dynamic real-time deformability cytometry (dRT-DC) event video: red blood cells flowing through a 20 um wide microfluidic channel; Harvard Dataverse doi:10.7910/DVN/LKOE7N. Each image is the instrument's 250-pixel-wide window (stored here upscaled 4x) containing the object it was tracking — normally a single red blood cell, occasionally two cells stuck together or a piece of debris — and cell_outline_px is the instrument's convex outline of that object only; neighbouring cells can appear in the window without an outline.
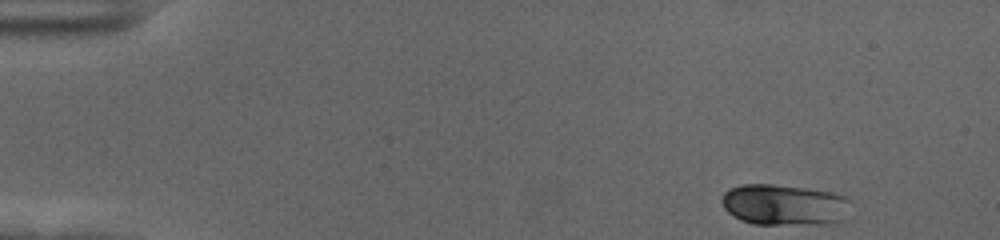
{"species": "human", "species_latin": "Homo sapiens", "temperature_condition": "cold", "stored_images_in_passage": 51, "camera_frame_rate_fps": 3000, "um_per_image_px": 0.085, "donor": {"sex": "female"}, "frame": {"image": 1, "passage_image": 1, "time_ms": 0.0, "image_size_px": [1000, 240], "cell_outline_px": [[848, 200], [840, 220], [836, 224], [752, 224], [740, 220], [732, 216], [724, 208], [720, 200], [724, 192], [728, 188], [744, 184], [772, 184], [804, 188], [832, 192], [844, 196]], "centroid_in_image_um": [66.56, 17.41], "position_along_channel_um": 18.4, "area_um2": 30.63}}
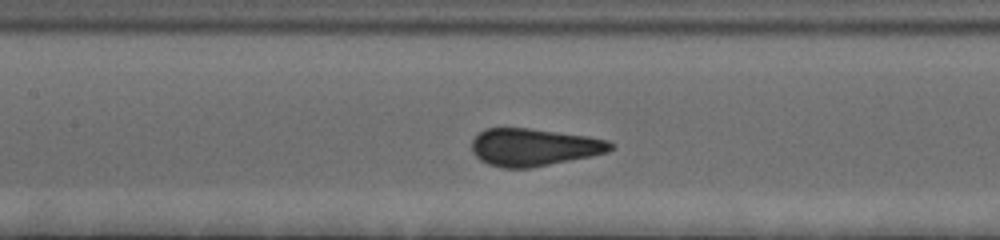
{"frame": {"image": 2, "passage_image": 22, "time_ms": 7.0, "image_size_px": [1000, 240], "cell_outline_px": [[612, 148], [608, 152], [592, 156], [532, 168], [500, 168], [488, 164], [480, 160], [472, 152], [472, 140], [484, 128], [528, 128], [588, 136], [608, 140], [612, 144]], "centroid_in_image_um": [45.36, 12.52], "position_along_channel_um": 162.0, "area_um2": 30.4}}
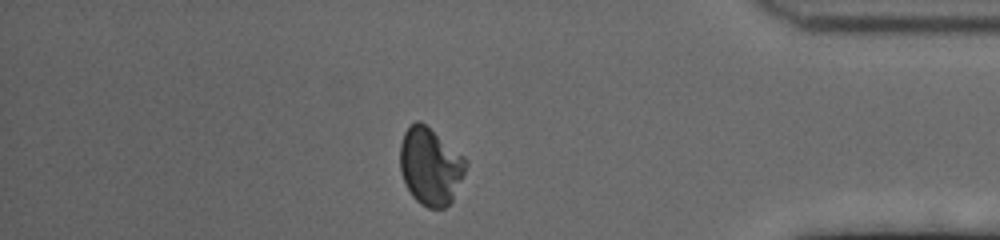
{"frame": {"image": 3, "passage_image": 44, "time_ms": 14.333, "image_size_px": [1000, 240], "cell_outline_px": [[468, 164], [452, 200], [444, 208], [428, 208], [420, 204], [412, 196], [400, 172], [400, 144], [404, 132], [416, 120], [420, 120], [464, 156], [468, 160]], "centroid_in_image_um": [36.57, 14.13], "position_along_channel_um": 398.6, "area_um2": 29.48}, "authors_computed_cell_mechanics": {"area_um2": 30.1716, "velocity_mm_per_s": 3.6192, "shape_relaxation_time_tau1_ms": 10.4919, "shape_relaxation_time_tau2_ms": null, "deformation_change_tau1": 0.1754, "deformation_change_tau2": null}}